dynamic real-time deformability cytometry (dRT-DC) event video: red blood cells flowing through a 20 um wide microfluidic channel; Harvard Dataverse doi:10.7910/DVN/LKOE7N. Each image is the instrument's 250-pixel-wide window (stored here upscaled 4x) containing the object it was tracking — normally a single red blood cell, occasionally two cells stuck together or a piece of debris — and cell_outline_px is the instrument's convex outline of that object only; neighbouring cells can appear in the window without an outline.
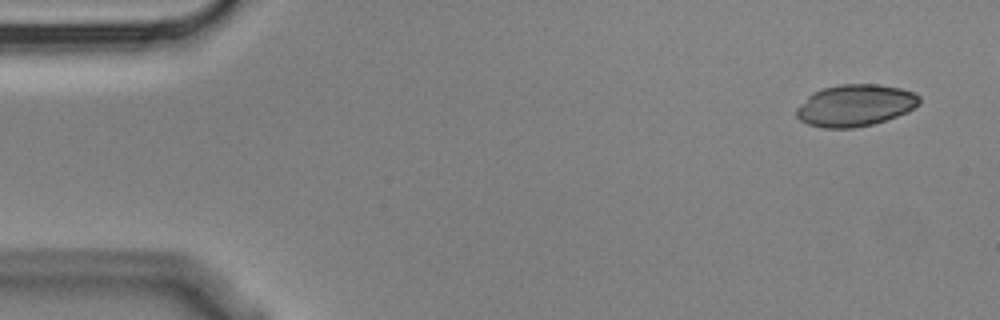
{"species": "Egyptian fruit bat (a non-hibernating species)", "species_latin": "Rousettus aegyptiacus", "temperature_condition": "cold", "stored_images_in_passage": 4, "camera_frame_rate_fps": 3000, "um_per_image_px": 0.085, "animal": {"sex": "male"}, "frame": {"image": 1, "passage_image": 1, "time_ms": 0.0, "image_size_px": [1000, 320], "cell_outline_px": [[920, 104], [908, 112], [872, 124], [852, 128], [824, 128], [808, 124], [800, 120], [796, 116], [796, 108], [812, 92], [820, 88], [840, 84], [880, 84], [900, 88], [912, 92], [920, 96]], "centroid_in_image_um": [72.68, 8.95], "position_along_channel_um": 12.3, "area_um2": 30.06}}
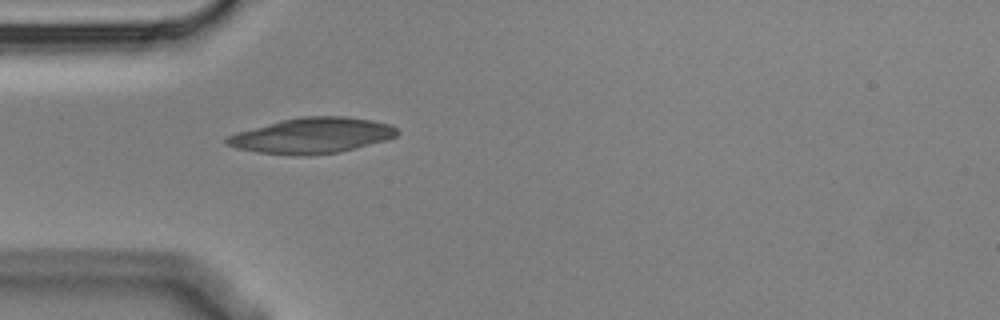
{"frame": {"image": 2, "passage_image": 4, "time_ms": 1.0, "image_size_px": [1000, 320], "cell_outline_px": [[400, 132], [396, 136], [388, 140], [340, 152], [308, 156], [292, 156], [256, 152], [236, 148], [228, 144], [224, 140], [228, 136], [236, 132], [280, 120], [300, 116], [344, 116], [372, 120], [392, 124]], "centroid_in_image_um": [26.54, 11.53], "position_along_channel_um": 58.5, "area_um2": 35.78}}